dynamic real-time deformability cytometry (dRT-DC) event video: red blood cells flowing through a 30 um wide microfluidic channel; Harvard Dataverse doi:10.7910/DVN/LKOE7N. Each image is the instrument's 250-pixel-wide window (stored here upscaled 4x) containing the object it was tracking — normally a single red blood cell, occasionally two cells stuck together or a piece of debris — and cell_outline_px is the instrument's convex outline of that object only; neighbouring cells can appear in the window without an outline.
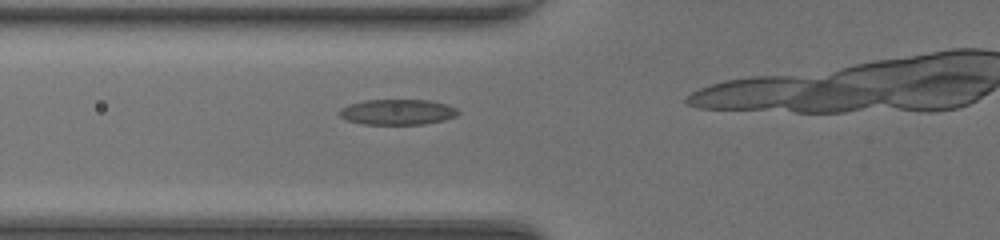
{"species": "common noctule bat (a hibernating species)", "species_latin": "Nyctalus noctula", "temperature_condition": "room temperature", "stored_images_in_passage": 12, "camera_frame_rate_fps": 3000, "um_per_image_px": 0.085, "animal": {"sex": "female", "body_mass_g": 20.0, "forearm_length_mm": 54.0}, "frame": {"image": 1, "passage_image": 9, "time_ms": 2.667, "image_size_px": [1000, 240], "cell_outline_px": [[460, 112], [456, 116], [444, 120], [424, 124], [364, 124], [348, 120], [340, 116], [340, 108], [348, 104], [364, 100], [432, 100], [448, 104], [456, 108]], "centroid_in_image_um": [33.82, 9.51], "position_along_channel_um": 92.0, "area_um2": 17.69}}